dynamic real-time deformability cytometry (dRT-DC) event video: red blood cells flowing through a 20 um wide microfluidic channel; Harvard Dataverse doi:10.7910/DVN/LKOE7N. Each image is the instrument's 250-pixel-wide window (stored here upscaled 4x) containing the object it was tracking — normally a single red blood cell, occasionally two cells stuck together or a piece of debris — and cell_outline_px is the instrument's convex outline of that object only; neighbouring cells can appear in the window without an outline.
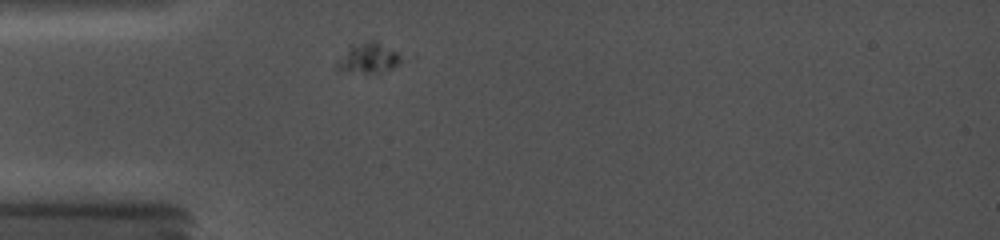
{"species": "common noctule bat (a hibernating species)", "species_latin": "Nyctalus noctula", "temperature_condition": "cold", "stored_images_in_passage": 22, "camera_frame_rate_fps": 5000, "um_per_image_px": 0.085, "animal": {"sex": "female", "body_mass_g": 19.0, "forearm_length_mm": 56.7}, "frame": {"image": 1, "passage_image": 1, "time_ms": 0.0, "image_size_px": [1000, 240], "cell_outline_px": [[400, 60], [392, 68], [376, 72], [364, 72], [336, 68], [336, 64], [348, 44], [368, 40], [376, 40], [396, 52]], "centroid_in_image_um": [31.25, 4.86], "position_along_channel_um": 53.7, "area_um2": 10.87}}
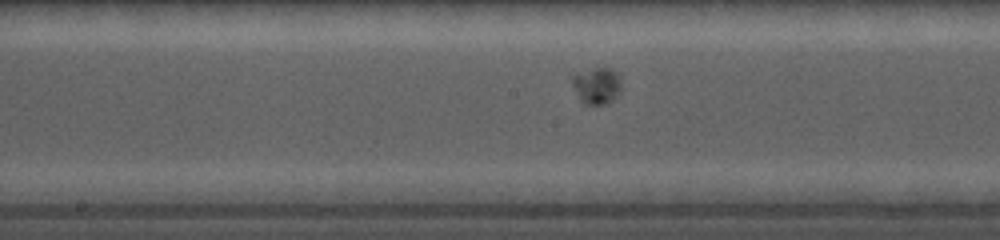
{"frame": {"image": 2, "passage_image": 8, "time_ms": 4.2, "image_size_px": [1000, 240], "cell_outline_px": [[620, 92], [612, 100], [604, 104], [584, 104], [580, 100], [572, 84], [572, 76], [596, 68], [612, 68], [620, 76]], "centroid_in_image_um": [50.75, 7.29], "position_along_channel_um": 197.5, "area_um2": 10.23}}
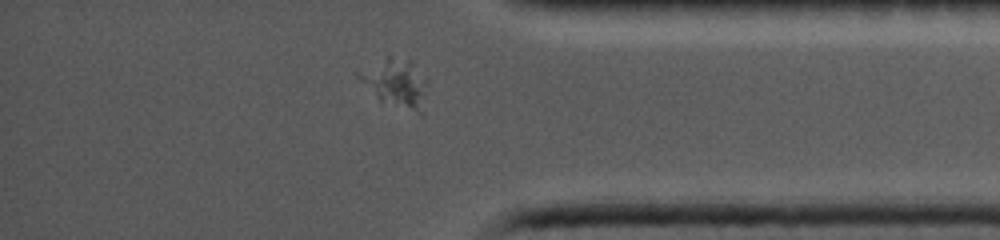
{"frame": {"image": 3, "passage_image": 19, "time_ms": 9.8, "image_size_px": [1000, 240], "cell_outline_px": [[428, 84], [424, 116], [420, 116], [380, 100], [356, 76], [356, 72], [388, 56], [412, 60], [428, 76]], "centroid_in_image_um": [33.78, 7.09], "position_along_channel_um": 401.4, "area_um2": 20.0}}